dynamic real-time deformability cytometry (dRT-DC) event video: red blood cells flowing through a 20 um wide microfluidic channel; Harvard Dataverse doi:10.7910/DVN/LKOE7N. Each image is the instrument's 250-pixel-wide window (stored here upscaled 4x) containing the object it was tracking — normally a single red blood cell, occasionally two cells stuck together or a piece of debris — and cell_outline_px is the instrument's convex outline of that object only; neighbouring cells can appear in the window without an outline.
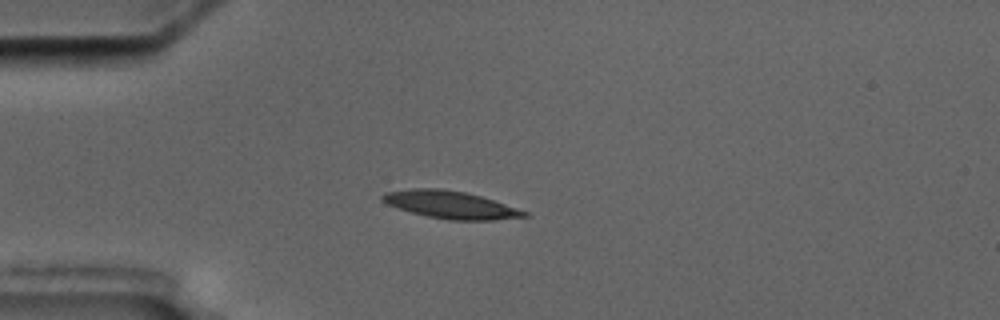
{"species": "common noctule bat (a hibernating species)", "species_latin": "Nyctalus noctula", "temperature_condition": "cold", "stored_images_in_passage": 5, "camera_frame_rate_fps": 3000, "um_per_image_px": 0.085, "animal": {"sex": "male", "body_mass_g": 17.5, "forearm_length_mm": 52.3}, "frame": {"image": 1, "passage_image": 4, "time_ms": 3.333, "image_size_px": [1000, 320], "cell_outline_px": [[532, 216], [492, 220], [448, 220], [428, 216], [412, 212], [388, 204], [380, 200], [380, 196], [384, 192], [412, 188], [440, 188], [464, 192], [480, 196], [528, 212]], "centroid_in_image_um": [38.28, 17.4], "position_along_channel_um": 46.7, "area_um2": 22.54}}